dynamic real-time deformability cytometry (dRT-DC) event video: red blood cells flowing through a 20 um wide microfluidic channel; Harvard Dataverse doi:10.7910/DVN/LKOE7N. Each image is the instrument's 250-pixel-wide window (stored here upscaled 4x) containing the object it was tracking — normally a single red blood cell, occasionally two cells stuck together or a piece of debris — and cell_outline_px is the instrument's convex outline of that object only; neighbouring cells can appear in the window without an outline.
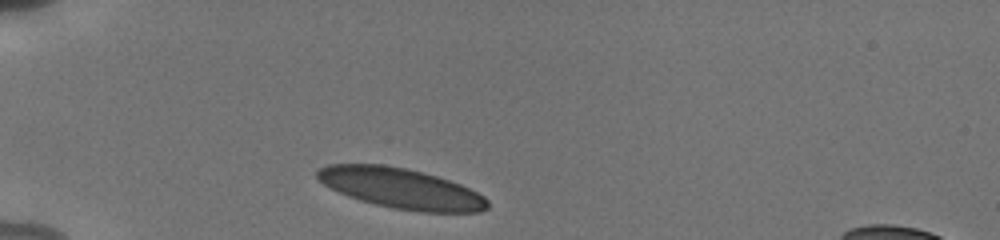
{"species": "human", "species_latin": "Homo sapiens", "temperature_condition": "cold", "stored_images_in_passage": 22, "camera_frame_rate_fps": 3000, "um_per_image_px": 0.085, "donor": {"sex": "male"}, "frame": {"image": 1, "passage_image": 1, "time_ms": 0.0, "image_size_px": [1000, 240], "cell_outline_px": [[488, 208], [480, 212], [420, 212], [392, 208], [360, 200], [348, 196], [324, 184], [316, 176], [316, 172], [320, 168], [328, 164], [384, 164], [424, 172], [460, 184], [484, 196], [488, 200]], "centroid_in_image_um": [34.1, 16.01], "position_along_channel_um": 50.9, "area_um2": 39.82}}
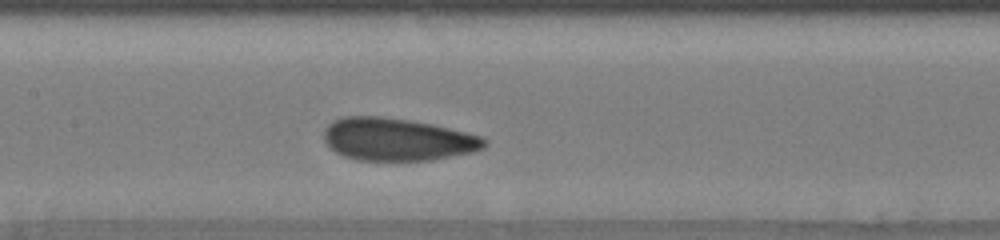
{"frame": {"image": 2, "passage_image": 8, "time_ms": 4.0, "image_size_px": [1000, 240], "cell_outline_px": [[488, 144], [484, 148], [472, 152], [432, 160], [356, 160], [344, 156], [336, 152], [324, 140], [324, 128], [332, 120], [344, 116], [384, 116], [432, 124], [484, 136], [488, 140]], "centroid_in_image_um": [33.79, 11.84], "position_along_channel_um": 173.6, "area_um2": 40.06}}
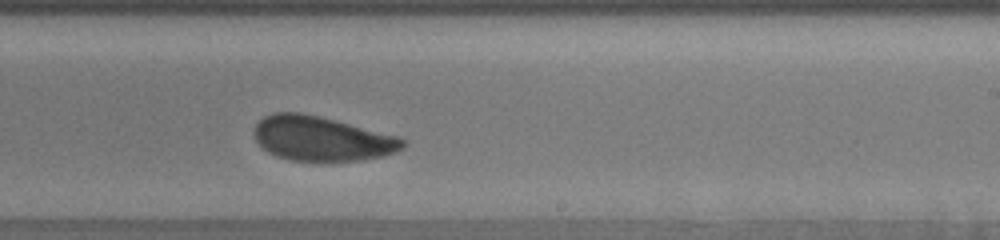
{"frame": {"image": 3, "passage_image": 13, "time_ms": 6.333, "image_size_px": [1000, 240], "cell_outline_px": [[408, 140], [404, 148], [396, 152], [384, 156], [360, 160], [320, 164], [288, 160], [276, 156], [268, 152], [256, 140], [252, 132], [256, 124], [264, 116], [272, 112], [300, 112], [400, 136]], "centroid_in_image_um": [27.36, 11.83], "position_along_channel_um": 261.6, "area_um2": 39.59}, "authors_computed_cell_mechanics": {"area_um2": 39.6797, "velocity_mm_per_s": 3.7897, "shape_relaxation_time_tau1_ms": 2.2101, "shape_relaxation_time_tau2_ms": null, "deformation_change_tau1": 0.0779, "deformation_change_tau2": null}}